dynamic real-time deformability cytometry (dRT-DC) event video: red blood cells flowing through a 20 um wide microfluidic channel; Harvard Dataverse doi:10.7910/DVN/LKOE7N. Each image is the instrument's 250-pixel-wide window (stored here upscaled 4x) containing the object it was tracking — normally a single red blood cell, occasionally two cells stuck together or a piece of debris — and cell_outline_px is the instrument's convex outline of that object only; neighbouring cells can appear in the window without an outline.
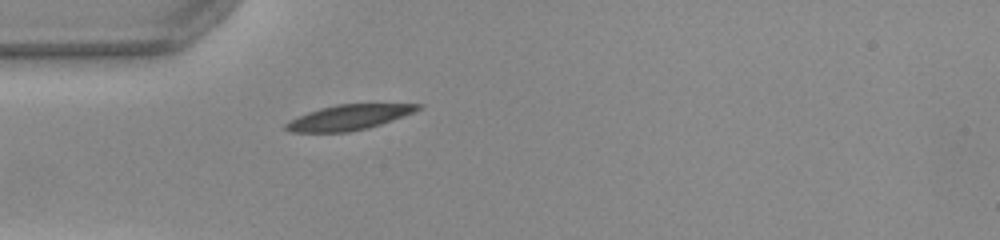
{"species": "common noctule bat (a hibernating species)", "species_latin": "Nyctalus noctula", "temperature_condition": "warm", "stored_images_in_passage": 37, "camera_frame_rate_fps": 3000, "um_per_image_px": 0.085, "animal": {"sex": "female", "body_mass_g": 22.0, "forearm_length_mm": 56.7}, "frame": {"image": 1, "passage_image": 1, "time_ms": 0.0, "image_size_px": [1000, 240], "cell_outline_px": [[424, 108], [404, 116], [368, 128], [348, 132], [288, 132], [284, 128], [284, 124], [308, 112], [320, 108], [336, 104], [424, 104]], "centroid_in_image_um": [29.68, 9.97], "position_along_channel_um": 55.3, "area_um2": 19.31}}
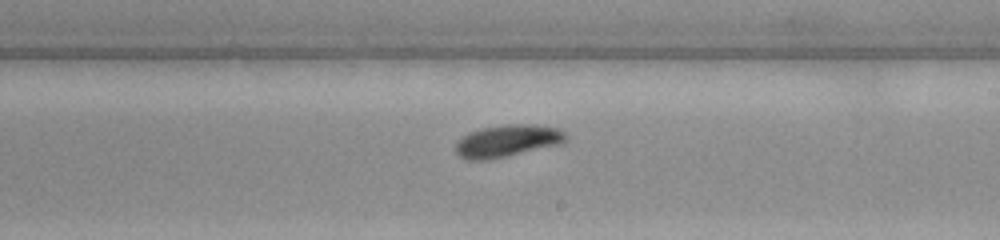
{"frame": {"image": 2, "passage_image": 16, "time_ms": 5.0, "image_size_px": [1000, 240], "cell_outline_px": [[568, 140], [560, 144], [488, 160], [468, 160], [460, 156], [456, 152], [456, 144], [468, 132], [484, 128], [504, 124], [536, 124], [560, 128], [568, 136]], "centroid_in_image_um": [43.17, 11.96], "position_along_channel_um": 245.8, "area_um2": 20.63}}
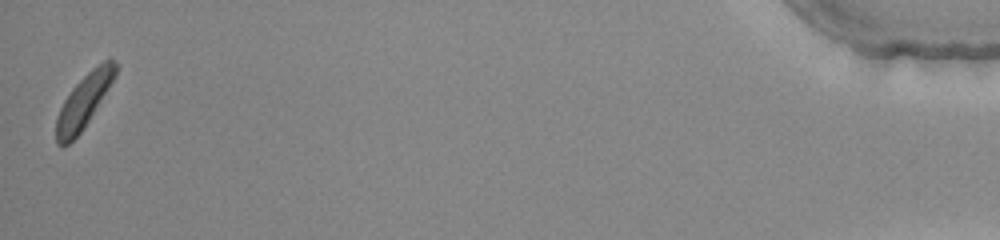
{"frame": {"image": 3, "passage_image": 37, "time_ms": 12.0, "image_size_px": [1000, 240], "cell_outline_px": [[116, 76], [84, 128], [68, 144], [56, 144], [56, 116], [64, 100], [72, 88], [92, 68], [108, 56], [112, 56], [116, 60]], "centroid_in_image_um": [7.15, 8.54], "position_along_channel_um": 428.0, "area_um2": 18.38}, "authors_computed_cell_mechanics": {"area_um2": 19.4208, "velocity_mm_per_s": 3.9411, "shape_relaxation_time_tau1_ms": 2.5204, "shape_relaxation_time_tau2_ms": null, "deformation_change_tau1": 0.1538, "deformation_change_tau2": null}}